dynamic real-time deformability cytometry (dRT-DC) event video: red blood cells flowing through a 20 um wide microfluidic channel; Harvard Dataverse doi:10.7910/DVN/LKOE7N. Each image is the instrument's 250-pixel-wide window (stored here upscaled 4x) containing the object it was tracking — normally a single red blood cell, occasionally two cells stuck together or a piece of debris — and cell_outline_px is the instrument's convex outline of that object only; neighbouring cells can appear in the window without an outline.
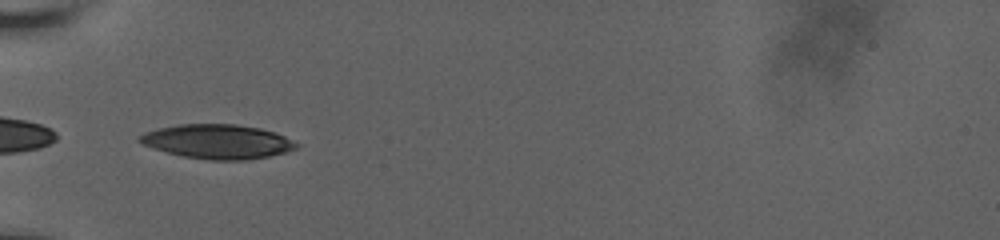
{"species": "human", "species_latin": "Homo sapiens", "temperature_condition": "room temperature", "stored_images_in_passage": 37, "camera_frame_rate_fps": 3000, "um_per_image_px": 0.085, "donor": {"sex": "male"}, "frame": {"image": 1, "passage_image": 1, "time_ms": 0.0, "image_size_px": [1000, 240], "cell_outline_px": [[300, 144], [296, 148], [284, 152], [268, 156], [244, 160], [208, 160], [184, 156], [168, 152], [144, 144], [136, 140], [144, 132], [160, 128], [180, 124], [236, 124], [260, 128], [276, 132]], "centroid_in_image_um": [18.52, 12.02], "position_along_channel_um": 66.5, "area_um2": 31.04}}
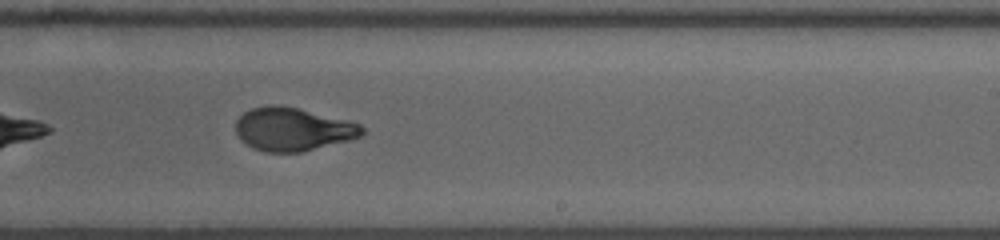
{"frame": {"image": 2, "passage_image": 17, "time_ms": 5.333, "image_size_px": [1000, 240], "cell_outline_px": [[364, 132], [360, 136], [348, 140], [300, 152], [264, 152], [248, 144], [236, 132], [236, 120], [244, 112], [252, 108], [268, 104], [276, 104], [296, 108], [360, 124], [364, 128]], "centroid_in_image_um": [24.86, 10.97], "position_along_channel_um": 264.1, "area_um2": 31.15}}
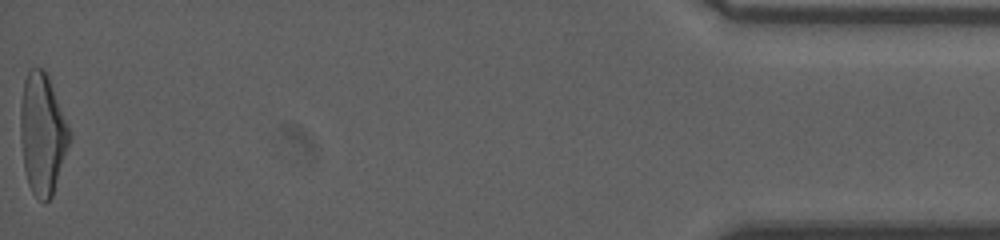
{"frame": {"image": 3, "passage_image": 37, "time_ms": 12.0, "image_size_px": [1000, 240], "cell_outline_px": [[72, 136], [52, 196], [44, 204], [32, 192], [28, 184], [24, 168], [20, 140], [20, 108], [24, 80], [28, 68], [44, 68], [48, 76], [72, 132]], "centroid_in_image_um": [3.61, 11.37], "position_along_channel_um": 431.6, "area_um2": 34.85}, "authors_computed_cell_mechanics": {"area_um2": 32.1946, "velocity_mm_per_s": 3.8183, "shape_relaxation_time_tau1_ms": 5.184, "shape_relaxation_time_tau2_ms": 0.8565, "deformation_change_tau1": 0.1979, "deformation_change_tau2": 0.0658}}